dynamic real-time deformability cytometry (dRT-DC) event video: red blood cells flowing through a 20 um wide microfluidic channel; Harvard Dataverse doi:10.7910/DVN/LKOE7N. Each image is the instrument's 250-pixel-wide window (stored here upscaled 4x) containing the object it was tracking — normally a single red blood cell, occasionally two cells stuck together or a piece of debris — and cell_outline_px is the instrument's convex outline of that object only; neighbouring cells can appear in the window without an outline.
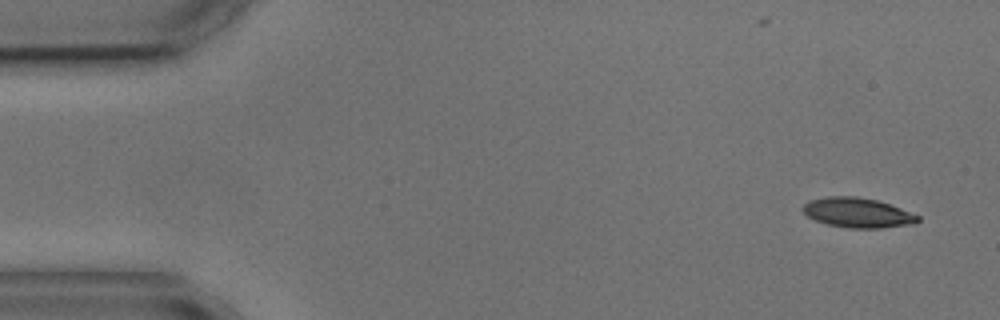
{"species": "common noctule bat (a hibernating species)", "species_latin": "Nyctalus noctula", "temperature_condition": "cold", "stored_images_in_passage": 3, "camera_frame_rate_fps": 3000, "um_per_image_px": 0.085, "animal": {"sex": "male", "body_mass_g": 17.9, "forearm_length_mm": 54.2}, "frame": {"image": 1, "passage_image": 1, "time_ms": 0.0, "image_size_px": [1000, 320], "cell_outline_px": [[920, 220], [916, 224], [880, 228], [848, 228], [828, 224], [816, 220], [808, 216], [804, 212], [804, 204], [812, 200], [828, 196], [856, 196], [876, 200], [900, 208], [920, 216]], "centroid_in_image_um": [72.95, 18.09], "position_along_channel_um": 12.1, "area_um2": 19.77}}